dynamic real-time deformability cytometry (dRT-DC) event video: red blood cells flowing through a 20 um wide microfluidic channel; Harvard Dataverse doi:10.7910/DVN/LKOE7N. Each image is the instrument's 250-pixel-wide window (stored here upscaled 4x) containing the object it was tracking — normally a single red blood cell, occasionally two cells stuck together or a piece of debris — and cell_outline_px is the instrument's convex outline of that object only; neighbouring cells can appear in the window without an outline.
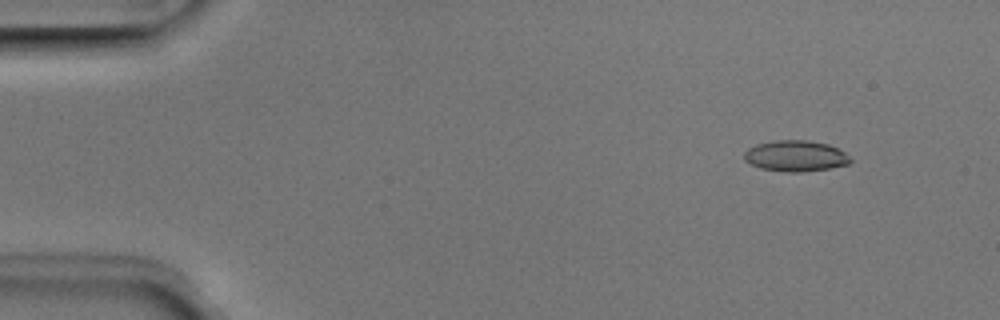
{"species": "Egyptian fruit bat (a non-hibernating species)", "species_latin": "Rousettus aegyptiacus", "temperature_condition": "room temperature", "stored_images_in_passage": 8, "camera_frame_rate_fps": 3000, "um_per_image_px": 0.085, "animal": {"sex": "male"}, "frame": {"image": 1, "passage_image": 2, "time_ms": 0.333, "image_size_px": [1000, 320], "cell_outline_px": [[852, 160], [848, 164], [832, 168], [800, 172], [788, 172], [760, 168], [744, 160], [744, 152], [748, 148], [756, 144], [776, 140], [808, 140], [828, 144], [844, 152]], "centroid_in_image_um": [67.61, 13.25], "position_along_channel_um": 17.4, "area_um2": 19.13}}
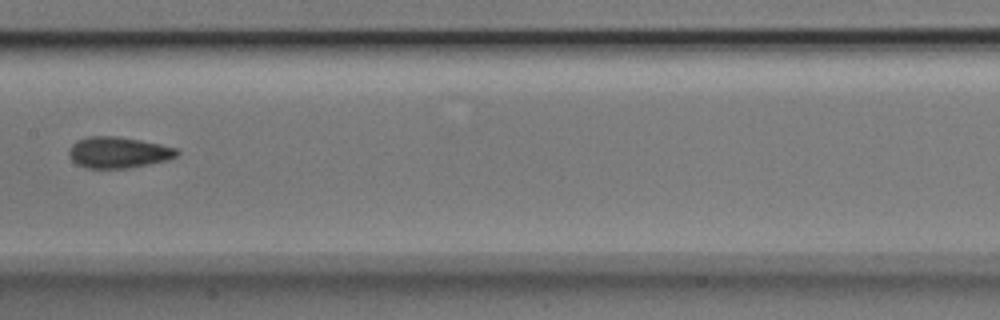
{"frame": {"image": 2, "passage_image": 7, "time_ms": 2.0, "image_size_px": [1000, 320], "cell_outline_px": [[180, 152], [176, 156], [168, 160], [128, 168], [88, 168], [76, 164], [68, 156], [68, 152], [72, 144], [76, 140], [88, 136], [116, 136], [140, 140], [160, 144], [176, 148]], "centroid_in_image_um": [10.03, 12.95], "position_along_channel_um": 197.4, "area_um2": 19.65}}
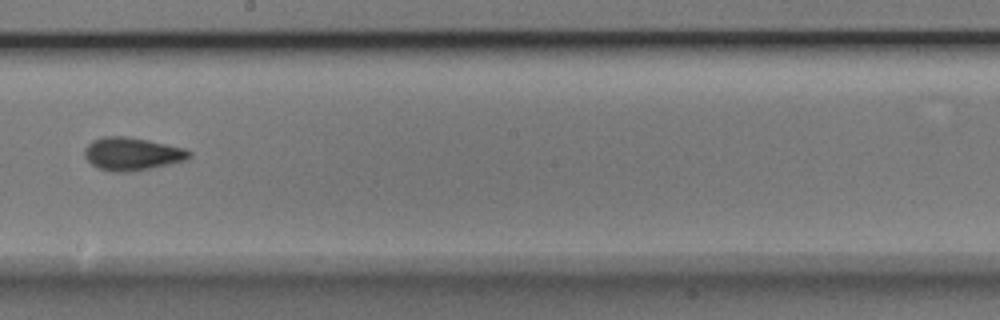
{"frame": {"image": 3, "passage_image": 8, "time_ms": 2.333, "image_size_px": [1000, 320], "cell_outline_px": [[192, 156], [184, 160], [168, 164], [128, 172], [112, 172], [100, 168], [92, 164], [84, 156], [84, 148], [92, 140], [104, 136], [124, 136], [148, 140], [184, 148], [192, 152]], "centroid_in_image_um": [11.2, 13.07], "position_along_channel_um": 237.0, "area_um2": 19.88}}